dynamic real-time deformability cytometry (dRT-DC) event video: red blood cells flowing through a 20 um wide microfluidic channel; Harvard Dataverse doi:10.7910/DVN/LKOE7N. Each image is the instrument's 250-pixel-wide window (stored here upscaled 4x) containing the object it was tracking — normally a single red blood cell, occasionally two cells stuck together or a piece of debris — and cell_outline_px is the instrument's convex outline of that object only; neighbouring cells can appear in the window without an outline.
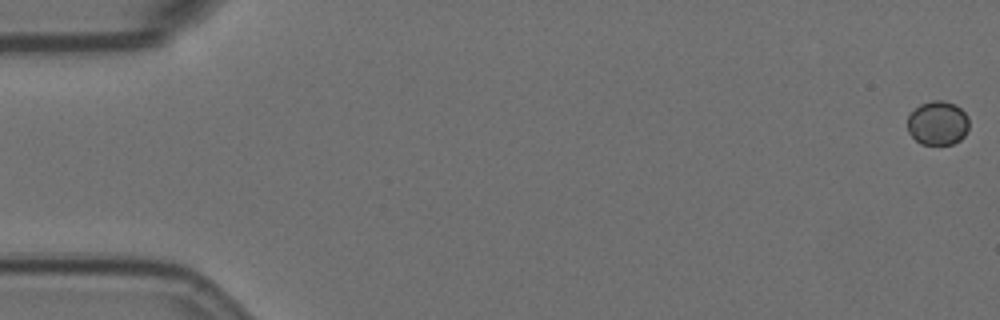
{"species": "Egyptian fruit bat (a non-hibernating species)", "species_latin": "Rousettus aegyptiacus", "temperature_condition": "room temperature", "stored_images_in_passage": 57, "camera_frame_rate_fps": 3000, "um_per_image_px": 0.085, "animal": {"sex": "female"}, "frame": {"image": 1, "passage_image": 1, "time_ms": 0.0, "image_size_px": [1000, 320], "cell_outline_px": [[968, 128], [964, 136], [960, 140], [952, 144], [920, 144], [908, 132], [908, 116], [920, 104], [932, 100], [944, 100], [956, 104], [968, 116]], "centroid_in_image_um": [79.72, 10.45], "position_along_channel_um": 5.3, "area_um2": 15.84}}
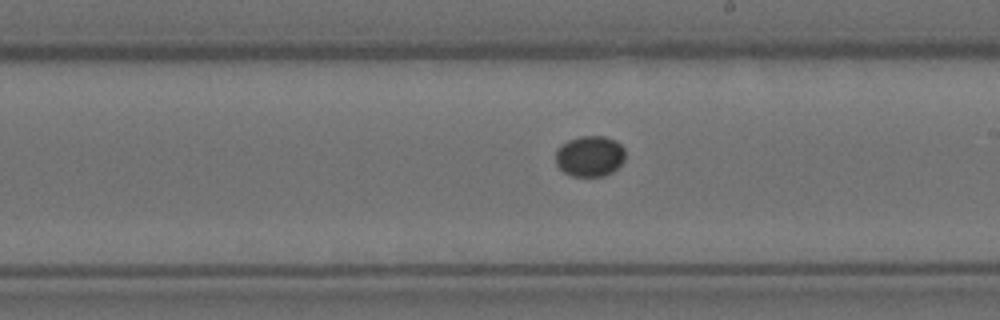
{"frame": {"image": 2, "passage_image": 33, "time_ms": 10.667, "image_size_px": [1000, 320], "cell_outline_px": [[624, 160], [612, 172], [604, 176], [572, 176], [564, 172], [556, 164], [556, 148], [560, 144], [568, 140], [580, 136], [604, 136], [616, 140], [624, 148]], "centroid_in_image_um": [50.11, 13.26], "position_along_channel_um": 238.9, "area_um2": 16.65}}
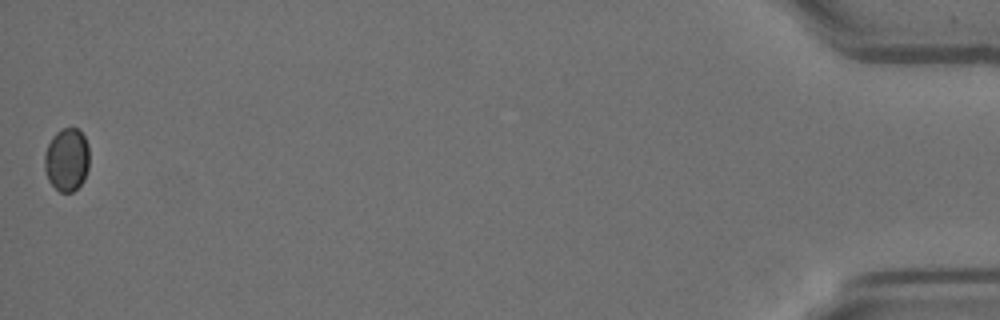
{"frame": {"image": 3, "passage_image": 57, "time_ms": 18.667, "image_size_px": [1000, 320], "cell_outline_px": [[88, 168], [84, 180], [72, 192], [60, 192], [48, 180], [44, 168], [44, 156], [48, 144], [52, 136], [56, 132], [64, 128], [76, 128], [84, 136], [88, 144]], "centroid_in_image_um": [5.67, 13.57], "position_along_channel_um": 429.5, "area_um2": 16.42}}